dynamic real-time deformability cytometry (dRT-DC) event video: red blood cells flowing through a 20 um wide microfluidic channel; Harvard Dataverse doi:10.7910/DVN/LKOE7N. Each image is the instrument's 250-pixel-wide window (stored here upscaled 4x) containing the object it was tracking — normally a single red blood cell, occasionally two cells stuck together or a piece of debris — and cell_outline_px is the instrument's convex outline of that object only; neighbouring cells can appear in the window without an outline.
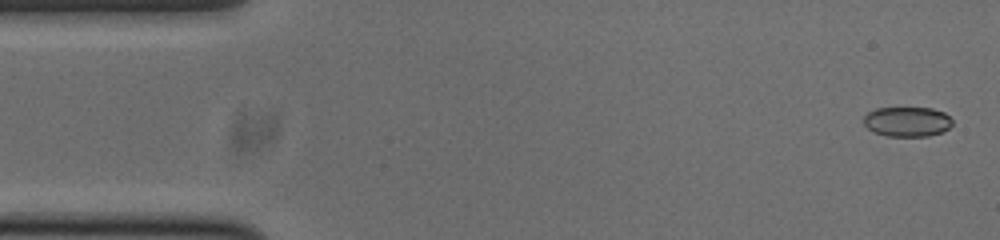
{"species": "common noctule bat (a hibernating species)", "species_latin": "Nyctalus noctula", "temperature_condition": "cold", "stored_images_in_passage": 52, "camera_frame_rate_fps": 3000, "um_per_image_px": 0.085, "animal": {"sex": "male", "body_mass_g": 20.0, "forearm_length_mm": 53.3}, "frame": {"image": 1, "passage_image": 1, "time_ms": 0.0, "image_size_px": [1000, 240], "cell_outline_px": [[952, 124], [948, 128], [940, 132], [924, 136], [888, 136], [876, 132], [868, 128], [864, 124], [864, 116], [868, 112], [880, 108], [928, 108], [944, 112], [952, 120]], "centroid_in_image_um": [77.1, 10.33], "position_along_channel_um": 7.9, "area_um2": 15.09}}
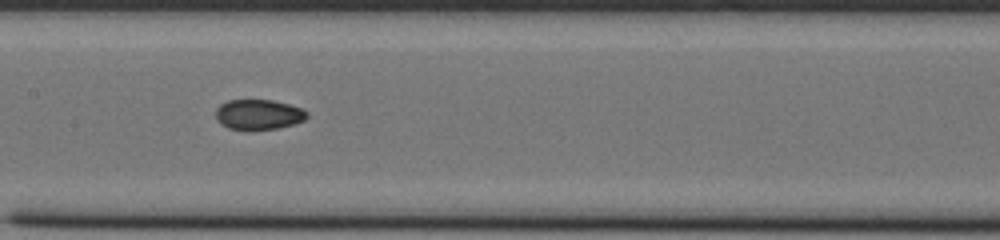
{"frame": {"image": 2, "passage_image": 24, "time_ms": 7.667, "image_size_px": [1000, 240], "cell_outline_px": [[308, 116], [304, 120], [292, 124], [276, 128], [232, 128], [224, 124], [216, 116], [216, 108], [220, 104], [228, 100], [272, 100], [288, 104], [300, 108], [308, 112]], "centroid_in_image_um": [22.01, 9.69], "position_along_channel_um": 185.4, "area_um2": 15.37}}
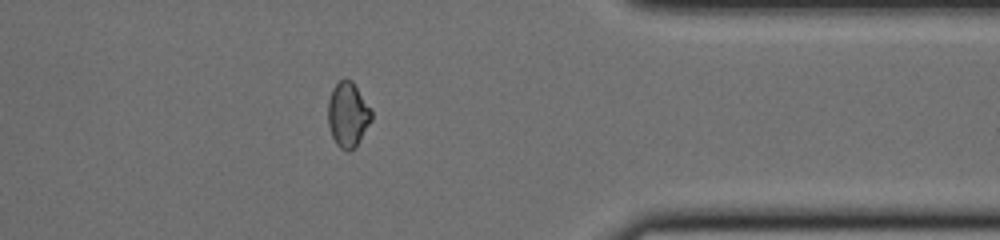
{"frame": {"image": 3, "passage_image": 41, "time_ms": 13.333, "image_size_px": [1000, 240], "cell_outline_px": [[372, 120], [356, 144], [348, 152], [340, 148], [336, 144], [332, 136], [328, 124], [328, 100], [336, 84], [340, 80], [352, 80], [372, 112]], "centroid_in_image_um": [29.55, 9.75], "position_along_channel_um": 381.8, "area_um2": 16.01}, "authors_computed_cell_mechanics": {"area_um2": 15.606, "velocity_mm_per_s": 3.8001, "shape_relaxation_time_tau1_ms": null, "shape_relaxation_time_tau2_ms": 3.1227, "deformation_change_tau1": null, "deformation_change_tau2": 0.0514}}